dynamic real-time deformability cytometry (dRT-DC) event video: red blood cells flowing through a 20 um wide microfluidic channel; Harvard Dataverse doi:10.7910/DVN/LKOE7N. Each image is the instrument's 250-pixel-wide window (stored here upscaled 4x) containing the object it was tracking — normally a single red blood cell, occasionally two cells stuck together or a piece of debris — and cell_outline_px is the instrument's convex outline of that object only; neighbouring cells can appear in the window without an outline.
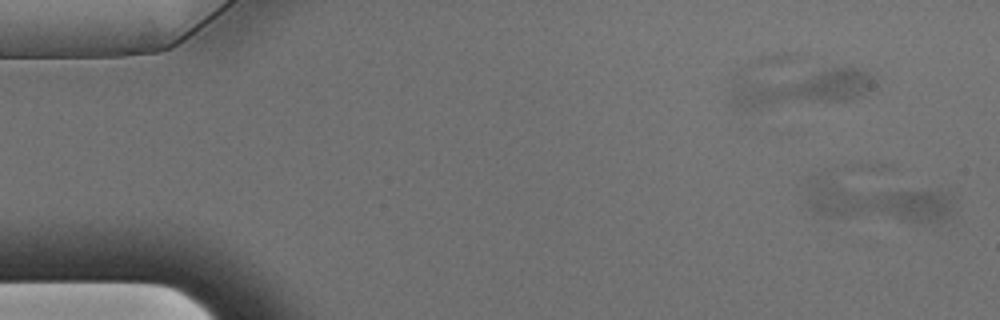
{"species": "Egyptian fruit bat (a non-hibernating species)", "species_latin": "Rousettus aegyptiacus", "temperature_condition": "warm", "stored_images_in_passage": 19, "camera_frame_rate_fps": 3000, "um_per_image_px": 0.085, "animal": {"sex": "male"}, "frame": {"image": 1, "passage_image": 1, "time_ms": 0.0, "image_size_px": [1000, 320], "cell_outline_px": [[956, 212], [944, 220], [920, 224], [832, 216], [816, 212], [808, 208], [808, 200], [816, 176], [820, 172], [944, 192], [952, 196]], "centroid_in_image_um": [74.62, 17.04], "position_along_channel_um": 10.4, "area_um2": 37.92}}
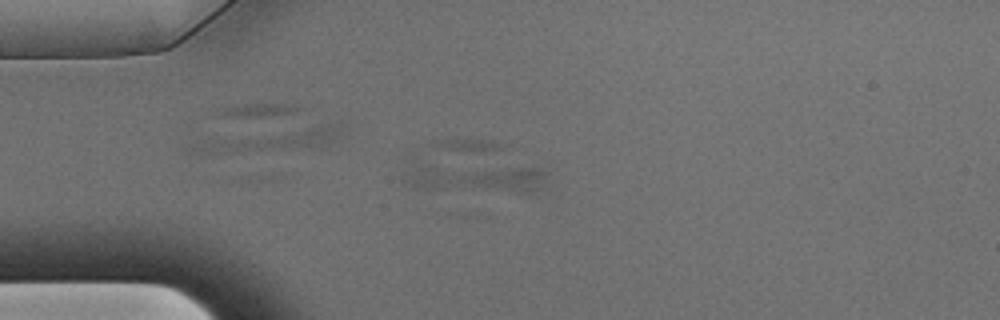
{"frame": {"image": 2, "passage_image": 13, "time_ms": 4.0, "image_size_px": [1000, 320], "cell_outline_px": [[548, 176], [544, 188], [528, 196], [412, 188], [400, 180], [412, 160], [416, 156], [420, 156], [544, 168], [548, 172]], "centroid_in_image_um": [40.28, 15.02], "position_along_channel_um": 44.7, "area_um2": 30.46}}